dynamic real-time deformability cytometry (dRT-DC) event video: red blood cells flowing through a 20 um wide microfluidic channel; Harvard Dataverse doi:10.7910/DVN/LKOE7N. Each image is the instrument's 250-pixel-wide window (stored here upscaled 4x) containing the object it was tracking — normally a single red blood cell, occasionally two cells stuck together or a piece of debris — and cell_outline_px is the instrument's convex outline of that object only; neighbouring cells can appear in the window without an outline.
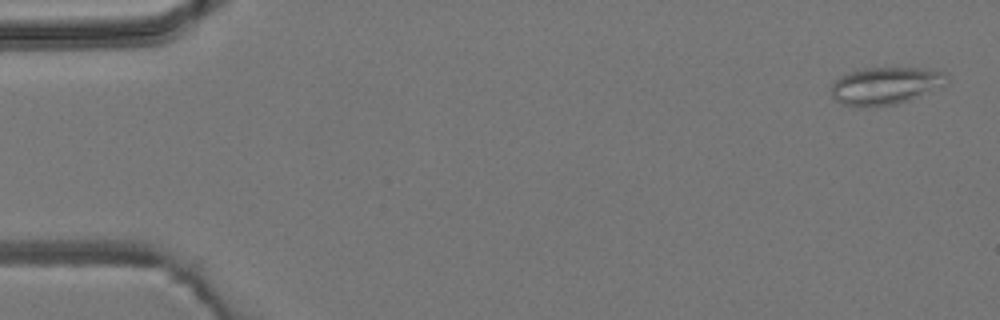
{"species": "common noctule bat (a hibernating species)", "species_latin": "Nyctalus noctula", "temperature_condition": "room temperature", "stored_images_in_passage": 4, "camera_frame_rate_fps": 3000, "um_per_image_px": 0.085, "animal": {"sex": "male", "body_mass_g": 19.2, "forearm_length_mm": 51.8}, "frame": {"image": 1, "passage_image": 1, "time_ms": 0.0, "image_size_px": [1000, 320], "cell_outline_px": [[948, 84], [944, 88], [896, 104], [860, 108], [856, 108], [844, 104], [836, 100], [832, 96], [832, 80], [856, 68], [920, 68], [948, 72]], "centroid_in_image_um": [75.3, 7.29], "position_along_channel_um": 9.7, "area_um2": 25.95}}